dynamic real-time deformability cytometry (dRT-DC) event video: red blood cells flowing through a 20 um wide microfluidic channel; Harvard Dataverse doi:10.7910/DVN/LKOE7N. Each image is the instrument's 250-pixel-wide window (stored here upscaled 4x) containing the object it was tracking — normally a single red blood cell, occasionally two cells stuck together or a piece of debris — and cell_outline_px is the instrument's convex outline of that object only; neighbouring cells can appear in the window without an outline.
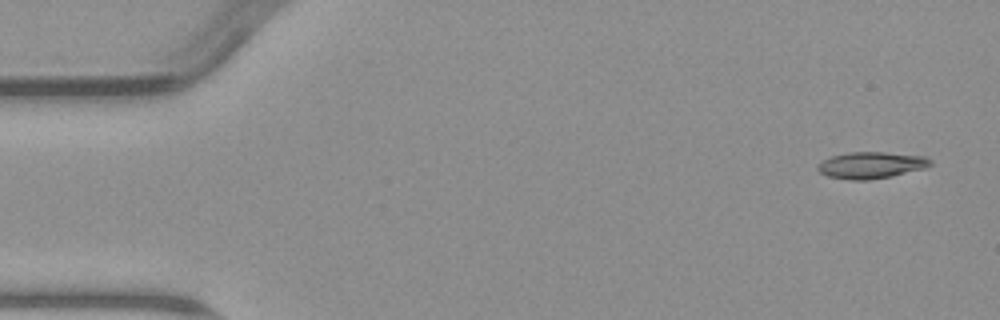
{"species": "common noctule bat (a hibernating species)", "species_latin": "Nyctalus noctula", "temperature_condition": "warm", "stored_images_in_passage": 5, "camera_frame_rate_fps": 3000, "um_per_image_px": 0.085, "animal": {"sex": "male", "body_mass_g": 23.1, "forearm_length_mm": 52.7}, "frame": {"image": 1, "passage_image": 1, "time_ms": 0.0, "image_size_px": [1000, 320], "cell_outline_px": [[932, 164], [924, 168], [892, 176], [868, 180], [852, 180], [828, 176], [820, 172], [816, 168], [816, 164], [832, 156], [848, 152], [884, 152], [928, 156], [932, 160]], "centroid_in_image_um": [74.06, 14.03], "position_along_channel_um": 10.9, "area_um2": 17.51}}
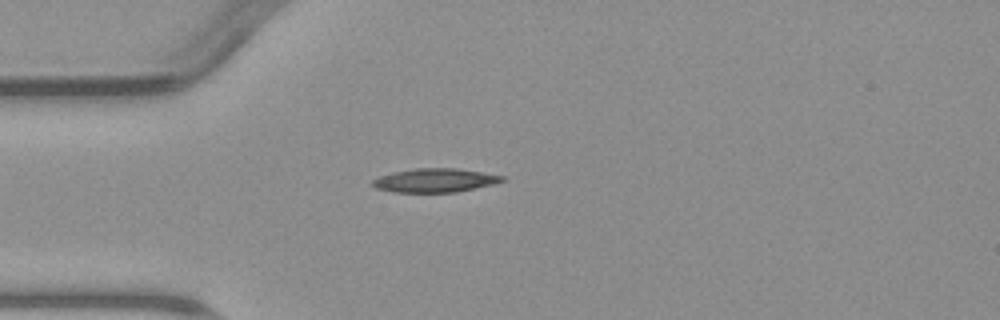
{"frame": {"image": 2, "passage_image": 4, "time_ms": 4.0, "image_size_px": [1000, 320], "cell_outline_px": [[504, 180], [496, 184], [456, 192], [392, 192], [376, 188], [372, 184], [372, 180], [380, 176], [396, 172], [416, 168], [456, 168], [504, 176]], "centroid_in_image_um": [36.99, 15.34], "position_along_channel_um": 48.0, "area_um2": 17.8}}